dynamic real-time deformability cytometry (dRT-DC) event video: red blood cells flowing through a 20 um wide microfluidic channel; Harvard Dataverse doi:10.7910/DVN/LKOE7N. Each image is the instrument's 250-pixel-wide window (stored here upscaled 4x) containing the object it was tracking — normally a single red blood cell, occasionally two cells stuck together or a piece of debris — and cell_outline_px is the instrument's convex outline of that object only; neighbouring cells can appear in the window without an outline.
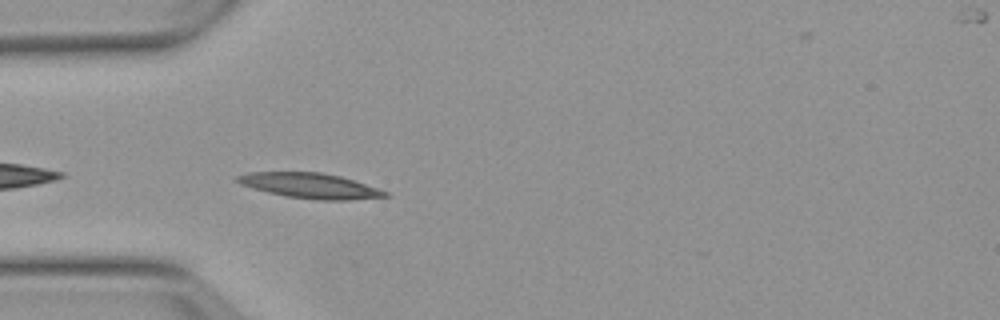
{"species": "Egyptian fruit bat (a non-hibernating species)", "species_latin": "Rousettus aegyptiacus", "temperature_condition": "warm", "stored_images_in_passage": 5, "camera_frame_rate_fps": 3000, "um_per_image_px": 0.085, "animal": {"sex": "female"}, "frame": {"image": 1, "passage_image": 2, "time_ms": 0.333, "image_size_px": [1000, 320], "cell_outline_px": [[388, 196], [348, 200], [320, 200], [284, 196], [268, 192], [240, 184], [232, 180], [236, 176], [248, 172], [320, 172], [340, 176], [388, 192]], "centroid_in_image_um": [26.28, 15.78], "position_along_channel_um": 58.7, "area_um2": 21.5}}